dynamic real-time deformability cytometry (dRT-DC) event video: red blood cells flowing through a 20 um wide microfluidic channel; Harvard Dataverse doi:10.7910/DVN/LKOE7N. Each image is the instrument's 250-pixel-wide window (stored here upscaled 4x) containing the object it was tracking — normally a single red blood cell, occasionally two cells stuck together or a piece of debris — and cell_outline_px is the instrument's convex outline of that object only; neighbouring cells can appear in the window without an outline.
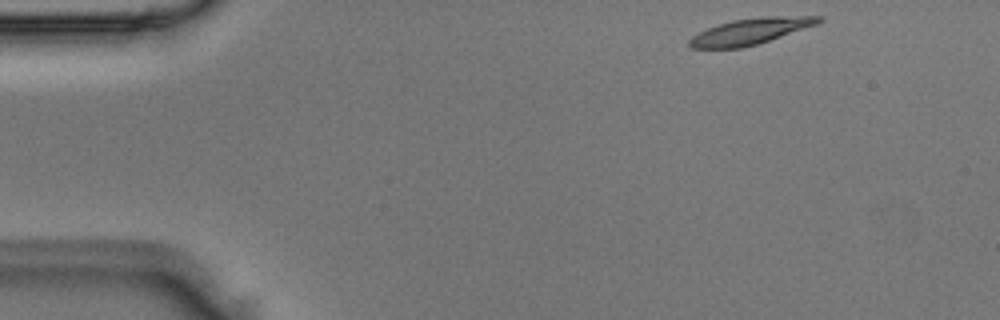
{"species": "Egyptian fruit bat (a non-hibernating species)", "species_latin": "Rousettus aegyptiacus", "temperature_condition": "room temperature", "stored_images_in_passage": 45, "camera_frame_rate_fps": 3000, "um_per_image_px": 0.085, "animal": {"sex": "male"}, "frame": {"image": 1, "passage_image": 1, "time_ms": 0.0, "image_size_px": [1000, 320], "cell_outline_px": [[824, 20], [816, 24], [744, 48], [692, 48], [688, 44], [688, 40], [692, 36], [708, 28], [732, 20], [760, 16], [820, 16]], "centroid_in_image_um": [63.75, 2.66], "position_along_channel_um": 21.2, "area_um2": 19.31}}
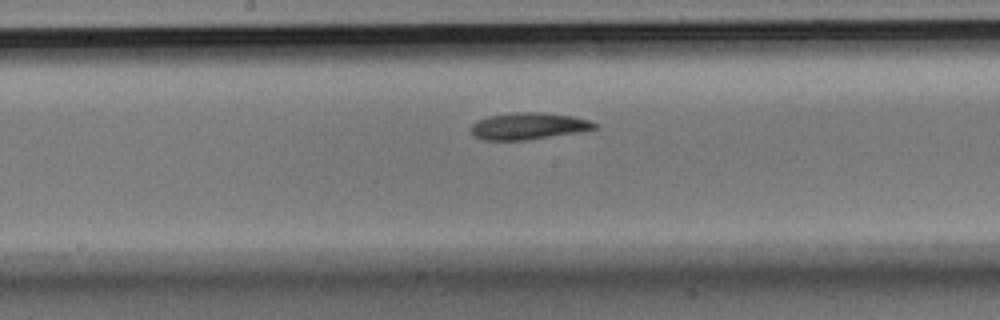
{"frame": {"image": 2, "passage_image": 21, "time_ms": 6.667, "image_size_px": [1000, 320], "cell_outline_px": [[600, 128], [580, 132], [528, 140], [484, 140], [472, 136], [468, 128], [472, 124], [488, 116], [512, 112], [540, 112], [572, 116], [588, 120], [600, 124]], "centroid_in_image_um": [44.93, 10.72], "position_along_channel_um": 203.3, "area_um2": 19.65}}
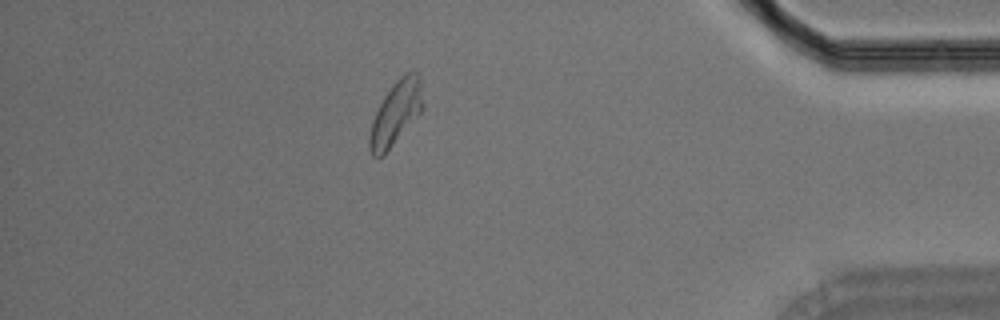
{"frame": {"image": 3, "passage_image": 39, "time_ms": 12.667, "image_size_px": [1000, 320], "cell_outline_px": [[420, 112], [384, 156], [372, 156], [368, 148], [368, 136], [372, 120], [384, 96], [392, 84], [404, 72], [420, 72]], "centroid_in_image_um": [33.58, 9.64], "position_along_channel_um": 401.6, "area_um2": 19.42}}